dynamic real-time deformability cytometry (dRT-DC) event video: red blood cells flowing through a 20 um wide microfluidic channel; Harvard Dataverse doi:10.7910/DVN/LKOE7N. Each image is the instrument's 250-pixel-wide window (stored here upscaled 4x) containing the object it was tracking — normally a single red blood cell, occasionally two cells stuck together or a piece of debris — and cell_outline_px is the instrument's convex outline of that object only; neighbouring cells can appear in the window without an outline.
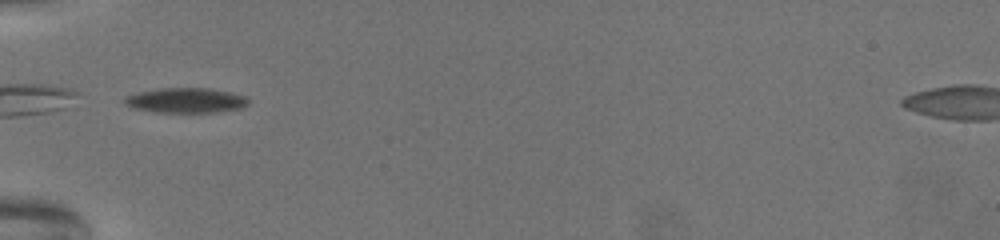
{"species": "common noctule bat (a hibernating species)", "species_latin": "Nyctalus noctula", "temperature_condition": "warm", "stored_images_in_passage": 17, "camera_frame_rate_fps": 3000, "um_per_image_px": 0.085, "animal": {"sex": "female", "body_mass_g": 19.5, "forearm_length_mm": 54.1}, "frame": {"image": 1, "passage_image": 1, "time_ms": 0.0, "image_size_px": [1000, 240], "cell_outline_px": [[248, 100], [244, 104], [236, 108], [208, 112], [160, 112], [136, 108], [128, 104], [124, 100], [128, 96], [144, 92], [164, 88], [204, 88], [224, 92], [240, 96]], "centroid_in_image_um": [15.74, 8.53], "position_along_channel_um": 69.3, "area_um2": 16.65}}